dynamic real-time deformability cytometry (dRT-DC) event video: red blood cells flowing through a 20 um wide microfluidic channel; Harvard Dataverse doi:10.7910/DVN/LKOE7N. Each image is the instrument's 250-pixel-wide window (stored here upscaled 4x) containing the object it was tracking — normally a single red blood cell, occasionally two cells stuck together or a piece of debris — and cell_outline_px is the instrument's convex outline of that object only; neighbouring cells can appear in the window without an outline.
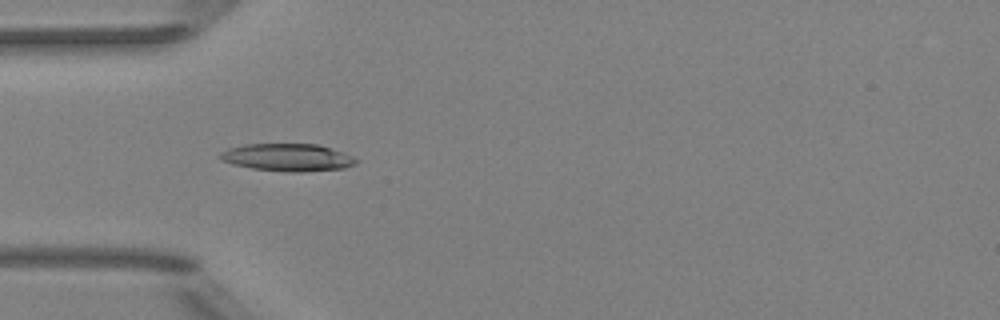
{"species": "Egyptian fruit bat (a non-hibernating species)", "species_latin": "Rousettus aegyptiacus", "temperature_condition": "room temperature", "stored_images_in_passage": 5, "camera_frame_rate_fps": 3000, "um_per_image_px": 0.085, "animal": {"sex": "female"}, "frame": {"image": 1, "passage_image": 4, "time_ms": 3.667, "image_size_px": [1000, 320], "cell_outline_px": [[360, 160], [356, 164], [344, 168], [300, 172], [288, 172], [252, 168], [232, 164], [224, 160], [220, 156], [220, 152], [228, 148], [244, 144], [316, 144], [344, 152]], "centroid_in_image_um": [24.48, 13.38], "position_along_channel_um": 60.5, "area_um2": 21.73}}
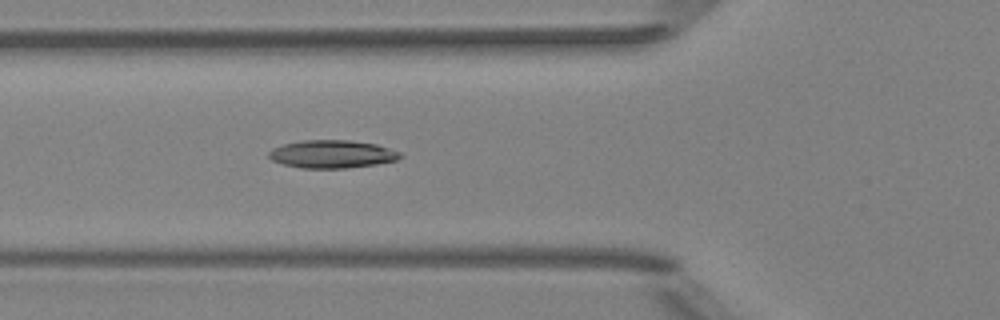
{"frame": {"image": 2, "passage_image": 5, "time_ms": 4.667, "image_size_px": [1000, 320], "cell_outline_px": [[404, 156], [396, 160], [376, 164], [348, 168], [300, 168], [284, 164], [272, 160], [268, 156], [268, 152], [272, 148], [284, 144], [300, 140], [348, 140], [376, 144], [400, 152]], "centroid_in_image_um": [28.21, 13.1], "position_along_channel_um": 97.6, "area_um2": 21.39}}